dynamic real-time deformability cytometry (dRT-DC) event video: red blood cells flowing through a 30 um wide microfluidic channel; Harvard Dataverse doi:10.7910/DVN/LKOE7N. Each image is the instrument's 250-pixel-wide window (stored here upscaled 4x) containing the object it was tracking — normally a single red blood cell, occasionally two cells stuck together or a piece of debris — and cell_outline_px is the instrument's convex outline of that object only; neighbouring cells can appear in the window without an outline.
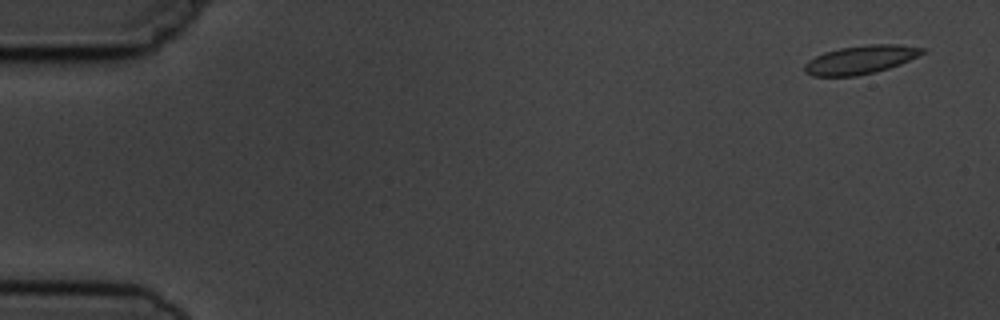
{"species": "common noctule bat (a hibernating species)", "species_latin": "Nyctalus noctula", "temperature_condition": "cold", "stored_images_in_passage": 5, "camera_frame_rate_fps": 3000, "um_per_image_px": 0.085, "animal": {"sex": "male", "body_mass_g": 19.5, "forearm_length_mm": 54.6}, "frame": {"image": 1, "passage_image": 1, "time_ms": 0.0, "image_size_px": [1000, 320], "cell_outline_px": [[928, 52], [900, 64], [888, 68], [856, 76], [812, 76], [804, 72], [804, 64], [808, 60], [824, 52], [840, 48], [868, 44], [896, 44], [928, 48]], "centroid_in_image_um": [73.18, 5.06], "position_along_channel_um": 11.8, "area_um2": 19.65}}
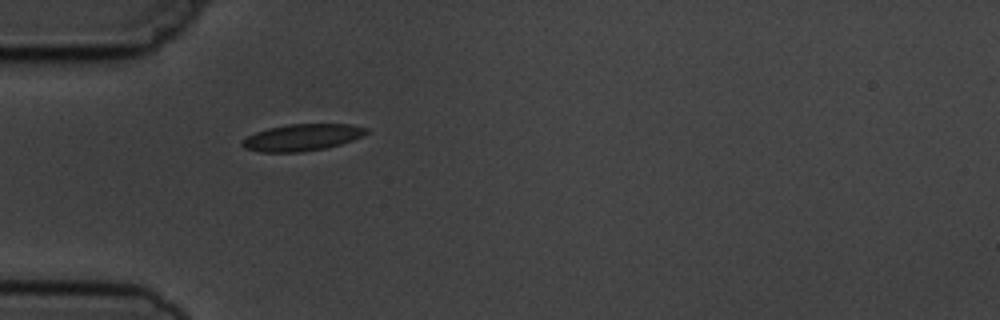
{"frame": {"image": 2, "passage_image": 5, "time_ms": 4.667, "image_size_px": [1000, 320], "cell_outline_px": [[368, 132], [364, 136], [340, 144], [324, 148], [300, 152], [260, 152], [244, 148], [240, 144], [248, 136], [256, 132], [268, 128], [288, 124], [352, 124], [368, 128]], "centroid_in_image_um": [25.7, 11.67], "position_along_channel_um": 59.3, "area_um2": 19.31}}